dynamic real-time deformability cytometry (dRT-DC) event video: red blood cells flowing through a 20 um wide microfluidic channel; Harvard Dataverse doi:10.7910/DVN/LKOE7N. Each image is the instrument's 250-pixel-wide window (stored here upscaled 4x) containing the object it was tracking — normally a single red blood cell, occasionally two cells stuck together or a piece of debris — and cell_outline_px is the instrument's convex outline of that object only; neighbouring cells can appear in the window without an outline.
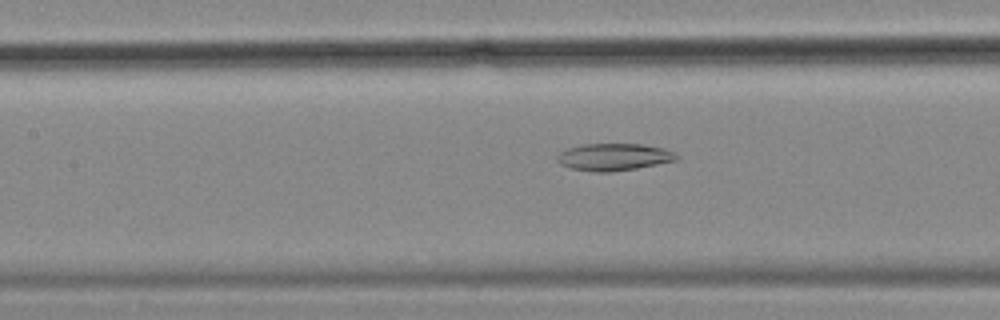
{"species": "common noctule bat (a hibernating species)", "species_latin": "Nyctalus noctula", "temperature_condition": "cold", "stored_images_in_passage": 56, "camera_frame_rate_fps": 3000, "um_per_image_px": 0.085, "animal": {"sex": "female", "body_mass_g": 18.4}, "frame": {"image": 1, "passage_image": 25, "time_ms": 8.0, "image_size_px": [1000, 320], "cell_outline_px": [[680, 156], [676, 160], [636, 168], [612, 172], [596, 172], [568, 168], [560, 164], [556, 160], [556, 156], [560, 152], [568, 148], [584, 144], [640, 144], [664, 148], [676, 152]], "centroid_in_image_um": [52.16, 13.34], "position_along_channel_um": 155.2, "area_um2": 18.96}}
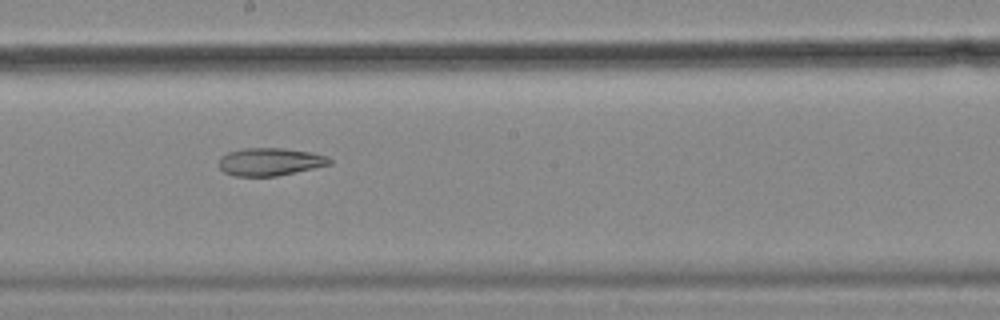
{"frame": {"image": 2, "passage_image": 31, "time_ms": 10.0, "image_size_px": [1000, 320], "cell_outline_px": [[332, 164], [276, 176], [232, 176], [224, 172], [220, 168], [220, 156], [228, 152], [244, 148], [284, 148], [312, 152], [328, 156], [332, 160]], "centroid_in_image_um": [22.96, 13.74], "position_along_channel_um": 225.2, "area_um2": 17.98}}
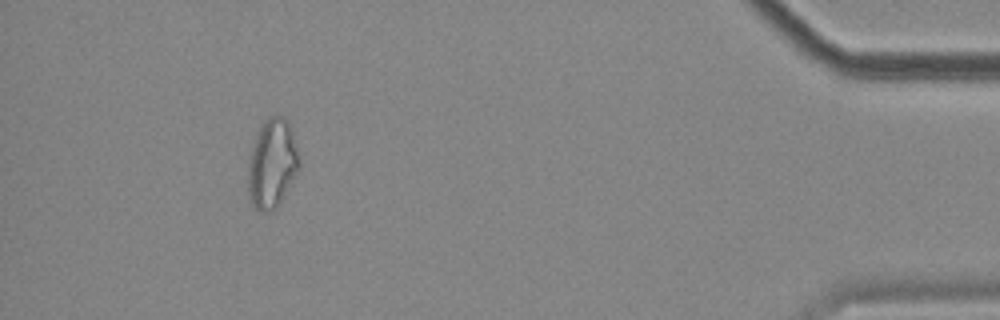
{"frame": {"image": 3, "passage_image": 52, "time_ms": 17.0, "image_size_px": [1000, 320], "cell_outline_px": [[300, 168], [280, 204], [272, 212], [268, 212], [256, 208], [252, 204], [248, 192], [248, 160], [256, 136], [264, 120], [268, 116], [284, 116], [288, 120], [292, 128], [300, 160]], "centroid_in_image_um": [23.15, 13.9], "position_along_channel_um": 412.0, "area_um2": 26.82}}